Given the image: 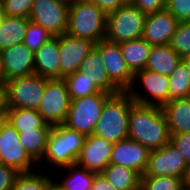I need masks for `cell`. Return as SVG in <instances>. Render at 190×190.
Instances as JSON below:
<instances>
[{
    "label": "cell",
    "mask_w": 190,
    "mask_h": 190,
    "mask_svg": "<svg viewBox=\"0 0 190 190\" xmlns=\"http://www.w3.org/2000/svg\"><path fill=\"white\" fill-rule=\"evenodd\" d=\"M69 6L57 0H34L29 20L43 26L54 37L67 30Z\"/></svg>",
    "instance_id": "cell-11"
},
{
    "label": "cell",
    "mask_w": 190,
    "mask_h": 190,
    "mask_svg": "<svg viewBox=\"0 0 190 190\" xmlns=\"http://www.w3.org/2000/svg\"><path fill=\"white\" fill-rule=\"evenodd\" d=\"M107 15L90 0H80L69 6L66 33L95 44L106 37Z\"/></svg>",
    "instance_id": "cell-3"
},
{
    "label": "cell",
    "mask_w": 190,
    "mask_h": 190,
    "mask_svg": "<svg viewBox=\"0 0 190 190\" xmlns=\"http://www.w3.org/2000/svg\"><path fill=\"white\" fill-rule=\"evenodd\" d=\"M57 1H58V2H61V3H64V4L68 5V6H70V5L76 3V2H78V1H80V0H57Z\"/></svg>",
    "instance_id": "cell-47"
},
{
    "label": "cell",
    "mask_w": 190,
    "mask_h": 190,
    "mask_svg": "<svg viewBox=\"0 0 190 190\" xmlns=\"http://www.w3.org/2000/svg\"><path fill=\"white\" fill-rule=\"evenodd\" d=\"M3 117H4V115H0V121L2 120Z\"/></svg>",
    "instance_id": "cell-50"
},
{
    "label": "cell",
    "mask_w": 190,
    "mask_h": 190,
    "mask_svg": "<svg viewBox=\"0 0 190 190\" xmlns=\"http://www.w3.org/2000/svg\"><path fill=\"white\" fill-rule=\"evenodd\" d=\"M54 37L43 26L29 21L23 44L34 53L45 43Z\"/></svg>",
    "instance_id": "cell-34"
},
{
    "label": "cell",
    "mask_w": 190,
    "mask_h": 190,
    "mask_svg": "<svg viewBox=\"0 0 190 190\" xmlns=\"http://www.w3.org/2000/svg\"><path fill=\"white\" fill-rule=\"evenodd\" d=\"M5 81L35 73L34 52L23 43L0 52Z\"/></svg>",
    "instance_id": "cell-17"
},
{
    "label": "cell",
    "mask_w": 190,
    "mask_h": 190,
    "mask_svg": "<svg viewBox=\"0 0 190 190\" xmlns=\"http://www.w3.org/2000/svg\"><path fill=\"white\" fill-rule=\"evenodd\" d=\"M140 190H184L182 179L173 176H141Z\"/></svg>",
    "instance_id": "cell-31"
},
{
    "label": "cell",
    "mask_w": 190,
    "mask_h": 190,
    "mask_svg": "<svg viewBox=\"0 0 190 190\" xmlns=\"http://www.w3.org/2000/svg\"><path fill=\"white\" fill-rule=\"evenodd\" d=\"M187 162L171 143L159 149L150 150L146 172L141 176H173L184 175Z\"/></svg>",
    "instance_id": "cell-13"
},
{
    "label": "cell",
    "mask_w": 190,
    "mask_h": 190,
    "mask_svg": "<svg viewBox=\"0 0 190 190\" xmlns=\"http://www.w3.org/2000/svg\"><path fill=\"white\" fill-rule=\"evenodd\" d=\"M29 21V17L3 15L0 20V52L23 43Z\"/></svg>",
    "instance_id": "cell-23"
},
{
    "label": "cell",
    "mask_w": 190,
    "mask_h": 190,
    "mask_svg": "<svg viewBox=\"0 0 190 190\" xmlns=\"http://www.w3.org/2000/svg\"><path fill=\"white\" fill-rule=\"evenodd\" d=\"M95 43L67 33L59 35L60 78L76 73Z\"/></svg>",
    "instance_id": "cell-14"
},
{
    "label": "cell",
    "mask_w": 190,
    "mask_h": 190,
    "mask_svg": "<svg viewBox=\"0 0 190 190\" xmlns=\"http://www.w3.org/2000/svg\"><path fill=\"white\" fill-rule=\"evenodd\" d=\"M178 23L166 9L146 15L141 38L152 46L169 44Z\"/></svg>",
    "instance_id": "cell-18"
},
{
    "label": "cell",
    "mask_w": 190,
    "mask_h": 190,
    "mask_svg": "<svg viewBox=\"0 0 190 190\" xmlns=\"http://www.w3.org/2000/svg\"><path fill=\"white\" fill-rule=\"evenodd\" d=\"M85 190H93V187H89V188H87V189H85Z\"/></svg>",
    "instance_id": "cell-49"
},
{
    "label": "cell",
    "mask_w": 190,
    "mask_h": 190,
    "mask_svg": "<svg viewBox=\"0 0 190 190\" xmlns=\"http://www.w3.org/2000/svg\"><path fill=\"white\" fill-rule=\"evenodd\" d=\"M101 175L116 190H140L141 176L132 169L108 164Z\"/></svg>",
    "instance_id": "cell-26"
},
{
    "label": "cell",
    "mask_w": 190,
    "mask_h": 190,
    "mask_svg": "<svg viewBox=\"0 0 190 190\" xmlns=\"http://www.w3.org/2000/svg\"><path fill=\"white\" fill-rule=\"evenodd\" d=\"M93 190H116L101 174H96L93 181Z\"/></svg>",
    "instance_id": "cell-41"
},
{
    "label": "cell",
    "mask_w": 190,
    "mask_h": 190,
    "mask_svg": "<svg viewBox=\"0 0 190 190\" xmlns=\"http://www.w3.org/2000/svg\"><path fill=\"white\" fill-rule=\"evenodd\" d=\"M20 172L0 163V190H11Z\"/></svg>",
    "instance_id": "cell-38"
},
{
    "label": "cell",
    "mask_w": 190,
    "mask_h": 190,
    "mask_svg": "<svg viewBox=\"0 0 190 190\" xmlns=\"http://www.w3.org/2000/svg\"><path fill=\"white\" fill-rule=\"evenodd\" d=\"M111 95V93L100 91L89 96L71 99L67 118L63 125L85 137L93 134L102 107Z\"/></svg>",
    "instance_id": "cell-6"
},
{
    "label": "cell",
    "mask_w": 190,
    "mask_h": 190,
    "mask_svg": "<svg viewBox=\"0 0 190 190\" xmlns=\"http://www.w3.org/2000/svg\"><path fill=\"white\" fill-rule=\"evenodd\" d=\"M4 85L5 84H0V115H4V111H5Z\"/></svg>",
    "instance_id": "cell-43"
},
{
    "label": "cell",
    "mask_w": 190,
    "mask_h": 190,
    "mask_svg": "<svg viewBox=\"0 0 190 190\" xmlns=\"http://www.w3.org/2000/svg\"><path fill=\"white\" fill-rule=\"evenodd\" d=\"M100 52L109 80L120 90L127 91L133 81V73L123 59L120 45L106 39L95 44Z\"/></svg>",
    "instance_id": "cell-12"
},
{
    "label": "cell",
    "mask_w": 190,
    "mask_h": 190,
    "mask_svg": "<svg viewBox=\"0 0 190 190\" xmlns=\"http://www.w3.org/2000/svg\"><path fill=\"white\" fill-rule=\"evenodd\" d=\"M96 4L106 15L116 11L128 2V0H90Z\"/></svg>",
    "instance_id": "cell-40"
},
{
    "label": "cell",
    "mask_w": 190,
    "mask_h": 190,
    "mask_svg": "<svg viewBox=\"0 0 190 190\" xmlns=\"http://www.w3.org/2000/svg\"><path fill=\"white\" fill-rule=\"evenodd\" d=\"M161 108L170 134L190 133V97L170 100Z\"/></svg>",
    "instance_id": "cell-20"
},
{
    "label": "cell",
    "mask_w": 190,
    "mask_h": 190,
    "mask_svg": "<svg viewBox=\"0 0 190 190\" xmlns=\"http://www.w3.org/2000/svg\"><path fill=\"white\" fill-rule=\"evenodd\" d=\"M65 168L68 169L70 174L63 181L57 182L63 190H85L92 187L96 175L94 172L85 169L77 163L70 164Z\"/></svg>",
    "instance_id": "cell-28"
},
{
    "label": "cell",
    "mask_w": 190,
    "mask_h": 190,
    "mask_svg": "<svg viewBox=\"0 0 190 190\" xmlns=\"http://www.w3.org/2000/svg\"><path fill=\"white\" fill-rule=\"evenodd\" d=\"M182 62L184 63V65L186 66L188 72H189V76H190V56L183 58Z\"/></svg>",
    "instance_id": "cell-45"
},
{
    "label": "cell",
    "mask_w": 190,
    "mask_h": 190,
    "mask_svg": "<svg viewBox=\"0 0 190 190\" xmlns=\"http://www.w3.org/2000/svg\"><path fill=\"white\" fill-rule=\"evenodd\" d=\"M79 71L86 72L92 79V83H94L100 91H105L111 94H117L121 92L109 80L106 69L104 68L102 56L95 47L81 62Z\"/></svg>",
    "instance_id": "cell-21"
},
{
    "label": "cell",
    "mask_w": 190,
    "mask_h": 190,
    "mask_svg": "<svg viewBox=\"0 0 190 190\" xmlns=\"http://www.w3.org/2000/svg\"><path fill=\"white\" fill-rule=\"evenodd\" d=\"M169 45L182 59L190 56V21L178 23Z\"/></svg>",
    "instance_id": "cell-33"
},
{
    "label": "cell",
    "mask_w": 190,
    "mask_h": 190,
    "mask_svg": "<svg viewBox=\"0 0 190 190\" xmlns=\"http://www.w3.org/2000/svg\"><path fill=\"white\" fill-rule=\"evenodd\" d=\"M168 79L170 100L190 97V76L182 61L171 75L168 76Z\"/></svg>",
    "instance_id": "cell-30"
},
{
    "label": "cell",
    "mask_w": 190,
    "mask_h": 190,
    "mask_svg": "<svg viewBox=\"0 0 190 190\" xmlns=\"http://www.w3.org/2000/svg\"><path fill=\"white\" fill-rule=\"evenodd\" d=\"M124 61L127 67L134 74L145 69L152 45L146 40L138 38L119 44Z\"/></svg>",
    "instance_id": "cell-25"
},
{
    "label": "cell",
    "mask_w": 190,
    "mask_h": 190,
    "mask_svg": "<svg viewBox=\"0 0 190 190\" xmlns=\"http://www.w3.org/2000/svg\"><path fill=\"white\" fill-rule=\"evenodd\" d=\"M34 70L41 77L60 78L59 36L52 37L34 53Z\"/></svg>",
    "instance_id": "cell-19"
},
{
    "label": "cell",
    "mask_w": 190,
    "mask_h": 190,
    "mask_svg": "<svg viewBox=\"0 0 190 190\" xmlns=\"http://www.w3.org/2000/svg\"><path fill=\"white\" fill-rule=\"evenodd\" d=\"M134 103L127 91L112 94L102 107L93 134L113 144L128 139L129 113Z\"/></svg>",
    "instance_id": "cell-2"
},
{
    "label": "cell",
    "mask_w": 190,
    "mask_h": 190,
    "mask_svg": "<svg viewBox=\"0 0 190 190\" xmlns=\"http://www.w3.org/2000/svg\"><path fill=\"white\" fill-rule=\"evenodd\" d=\"M43 171L40 173L22 172L16 178L11 190H45L46 185L52 180Z\"/></svg>",
    "instance_id": "cell-32"
},
{
    "label": "cell",
    "mask_w": 190,
    "mask_h": 190,
    "mask_svg": "<svg viewBox=\"0 0 190 190\" xmlns=\"http://www.w3.org/2000/svg\"><path fill=\"white\" fill-rule=\"evenodd\" d=\"M45 190H63L62 187L57 183V181L51 180L47 185Z\"/></svg>",
    "instance_id": "cell-44"
},
{
    "label": "cell",
    "mask_w": 190,
    "mask_h": 190,
    "mask_svg": "<svg viewBox=\"0 0 190 190\" xmlns=\"http://www.w3.org/2000/svg\"><path fill=\"white\" fill-rule=\"evenodd\" d=\"M146 15L131 1L107 15L105 39L122 43L142 37Z\"/></svg>",
    "instance_id": "cell-5"
},
{
    "label": "cell",
    "mask_w": 190,
    "mask_h": 190,
    "mask_svg": "<svg viewBox=\"0 0 190 190\" xmlns=\"http://www.w3.org/2000/svg\"><path fill=\"white\" fill-rule=\"evenodd\" d=\"M184 190H190V163H187L184 175L182 177Z\"/></svg>",
    "instance_id": "cell-42"
},
{
    "label": "cell",
    "mask_w": 190,
    "mask_h": 190,
    "mask_svg": "<svg viewBox=\"0 0 190 190\" xmlns=\"http://www.w3.org/2000/svg\"><path fill=\"white\" fill-rule=\"evenodd\" d=\"M46 78L34 73L5 82V108L38 110L45 92Z\"/></svg>",
    "instance_id": "cell-7"
},
{
    "label": "cell",
    "mask_w": 190,
    "mask_h": 190,
    "mask_svg": "<svg viewBox=\"0 0 190 190\" xmlns=\"http://www.w3.org/2000/svg\"><path fill=\"white\" fill-rule=\"evenodd\" d=\"M3 17V11H2V5H1V2H0V20L2 19Z\"/></svg>",
    "instance_id": "cell-48"
},
{
    "label": "cell",
    "mask_w": 190,
    "mask_h": 190,
    "mask_svg": "<svg viewBox=\"0 0 190 190\" xmlns=\"http://www.w3.org/2000/svg\"><path fill=\"white\" fill-rule=\"evenodd\" d=\"M4 118L15 128L17 132L52 128L43 121L38 110L5 108Z\"/></svg>",
    "instance_id": "cell-24"
},
{
    "label": "cell",
    "mask_w": 190,
    "mask_h": 190,
    "mask_svg": "<svg viewBox=\"0 0 190 190\" xmlns=\"http://www.w3.org/2000/svg\"><path fill=\"white\" fill-rule=\"evenodd\" d=\"M84 140V135L63 124L54 126L49 131L43 158L48 160L49 164L61 169L75 164Z\"/></svg>",
    "instance_id": "cell-4"
},
{
    "label": "cell",
    "mask_w": 190,
    "mask_h": 190,
    "mask_svg": "<svg viewBox=\"0 0 190 190\" xmlns=\"http://www.w3.org/2000/svg\"><path fill=\"white\" fill-rule=\"evenodd\" d=\"M71 98L64 78H46L45 92L38 108L43 121L51 127L64 124Z\"/></svg>",
    "instance_id": "cell-8"
},
{
    "label": "cell",
    "mask_w": 190,
    "mask_h": 190,
    "mask_svg": "<svg viewBox=\"0 0 190 190\" xmlns=\"http://www.w3.org/2000/svg\"><path fill=\"white\" fill-rule=\"evenodd\" d=\"M113 143L102 137L91 134L85 137L77 164L85 169L101 174L110 164Z\"/></svg>",
    "instance_id": "cell-15"
},
{
    "label": "cell",
    "mask_w": 190,
    "mask_h": 190,
    "mask_svg": "<svg viewBox=\"0 0 190 190\" xmlns=\"http://www.w3.org/2000/svg\"><path fill=\"white\" fill-rule=\"evenodd\" d=\"M128 139L149 150L159 149L170 143V132L160 106L134 103L129 113Z\"/></svg>",
    "instance_id": "cell-1"
},
{
    "label": "cell",
    "mask_w": 190,
    "mask_h": 190,
    "mask_svg": "<svg viewBox=\"0 0 190 190\" xmlns=\"http://www.w3.org/2000/svg\"><path fill=\"white\" fill-rule=\"evenodd\" d=\"M5 78L2 71V63H1V56H0V84H5Z\"/></svg>",
    "instance_id": "cell-46"
},
{
    "label": "cell",
    "mask_w": 190,
    "mask_h": 190,
    "mask_svg": "<svg viewBox=\"0 0 190 190\" xmlns=\"http://www.w3.org/2000/svg\"><path fill=\"white\" fill-rule=\"evenodd\" d=\"M137 79L142 83L141 85L144 86L143 88L148 92L147 94H149L150 98L134 90L133 87L136 84L135 82L138 81ZM127 93L135 103L162 107L170 101L168 76L157 74L147 69L137 71L133 75L132 85L127 90Z\"/></svg>",
    "instance_id": "cell-10"
},
{
    "label": "cell",
    "mask_w": 190,
    "mask_h": 190,
    "mask_svg": "<svg viewBox=\"0 0 190 190\" xmlns=\"http://www.w3.org/2000/svg\"><path fill=\"white\" fill-rule=\"evenodd\" d=\"M181 61L182 58L169 44L155 45L151 48L145 69L170 76Z\"/></svg>",
    "instance_id": "cell-22"
},
{
    "label": "cell",
    "mask_w": 190,
    "mask_h": 190,
    "mask_svg": "<svg viewBox=\"0 0 190 190\" xmlns=\"http://www.w3.org/2000/svg\"><path fill=\"white\" fill-rule=\"evenodd\" d=\"M145 15L162 11L166 8V0H130Z\"/></svg>",
    "instance_id": "cell-39"
},
{
    "label": "cell",
    "mask_w": 190,
    "mask_h": 190,
    "mask_svg": "<svg viewBox=\"0 0 190 190\" xmlns=\"http://www.w3.org/2000/svg\"><path fill=\"white\" fill-rule=\"evenodd\" d=\"M68 92L71 99L89 96L100 92V90L92 83L90 76L84 71H77L76 73L66 76Z\"/></svg>",
    "instance_id": "cell-29"
},
{
    "label": "cell",
    "mask_w": 190,
    "mask_h": 190,
    "mask_svg": "<svg viewBox=\"0 0 190 190\" xmlns=\"http://www.w3.org/2000/svg\"><path fill=\"white\" fill-rule=\"evenodd\" d=\"M51 129H33L25 132H18L19 141L27 153L39 163L43 160L46 149L48 134Z\"/></svg>",
    "instance_id": "cell-27"
},
{
    "label": "cell",
    "mask_w": 190,
    "mask_h": 190,
    "mask_svg": "<svg viewBox=\"0 0 190 190\" xmlns=\"http://www.w3.org/2000/svg\"><path fill=\"white\" fill-rule=\"evenodd\" d=\"M34 0H2L3 15L10 17H29Z\"/></svg>",
    "instance_id": "cell-35"
},
{
    "label": "cell",
    "mask_w": 190,
    "mask_h": 190,
    "mask_svg": "<svg viewBox=\"0 0 190 190\" xmlns=\"http://www.w3.org/2000/svg\"><path fill=\"white\" fill-rule=\"evenodd\" d=\"M178 22L190 21V0H166V8Z\"/></svg>",
    "instance_id": "cell-36"
},
{
    "label": "cell",
    "mask_w": 190,
    "mask_h": 190,
    "mask_svg": "<svg viewBox=\"0 0 190 190\" xmlns=\"http://www.w3.org/2000/svg\"><path fill=\"white\" fill-rule=\"evenodd\" d=\"M0 159L2 164L13 167L20 173L31 172V165H37L21 145L18 132L4 117L0 121Z\"/></svg>",
    "instance_id": "cell-9"
},
{
    "label": "cell",
    "mask_w": 190,
    "mask_h": 190,
    "mask_svg": "<svg viewBox=\"0 0 190 190\" xmlns=\"http://www.w3.org/2000/svg\"><path fill=\"white\" fill-rule=\"evenodd\" d=\"M170 143L190 163V133L170 134Z\"/></svg>",
    "instance_id": "cell-37"
},
{
    "label": "cell",
    "mask_w": 190,
    "mask_h": 190,
    "mask_svg": "<svg viewBox=\"0 0 190 190\" xmlns=\"http://www.w3.org/2000/svg\"><path fill=\"white\" fill-rule=\"evenodd\" d=\"M149 153L147 147L126 139L113 144L110 164L132 169L141 176L146 172Z\"/></svg>",
    "instance_id": "cell-16"
}]
</instances>
